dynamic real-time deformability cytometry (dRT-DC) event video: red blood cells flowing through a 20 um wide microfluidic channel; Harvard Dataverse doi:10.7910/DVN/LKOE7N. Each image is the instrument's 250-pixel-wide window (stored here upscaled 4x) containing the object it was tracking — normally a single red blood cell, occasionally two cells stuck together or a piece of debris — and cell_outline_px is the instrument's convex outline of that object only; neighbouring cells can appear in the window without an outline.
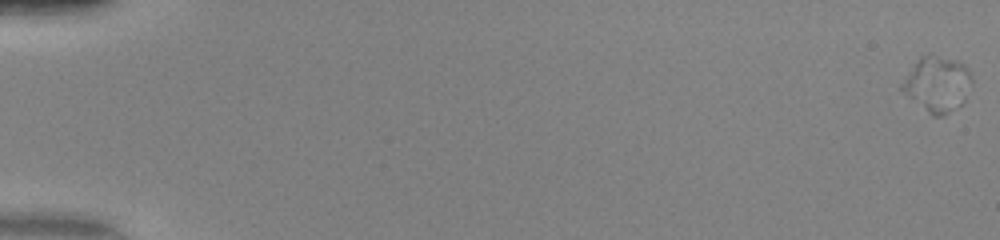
{"species": "human", "species_latin": "Homo sapiens", "temperature_condition": "warm", "stored_images_in_passage": 17, "segment_of_instrument_passage": [1, 2], "camera_frame_rate_fps": 3000, "um_per_image_px": 0.085, "donor": {"sex": "female"}, "frame": {"image": 1, "passage_image": 1, "time_ms": 0.0, "image_size_px": [1000, 240], "cell_outline_px": [[972, 84], [964, 104], [940, 116], [932, 116], [908, 96], [900, 88], [900, 84], [920, 56], [928, 56], [956, 60], [964, 64], [972, 76]], "centroid_in_image_um": [79.7, 7.18], "position_along_channel_um": 5.3, "area_um2": 22.2}}